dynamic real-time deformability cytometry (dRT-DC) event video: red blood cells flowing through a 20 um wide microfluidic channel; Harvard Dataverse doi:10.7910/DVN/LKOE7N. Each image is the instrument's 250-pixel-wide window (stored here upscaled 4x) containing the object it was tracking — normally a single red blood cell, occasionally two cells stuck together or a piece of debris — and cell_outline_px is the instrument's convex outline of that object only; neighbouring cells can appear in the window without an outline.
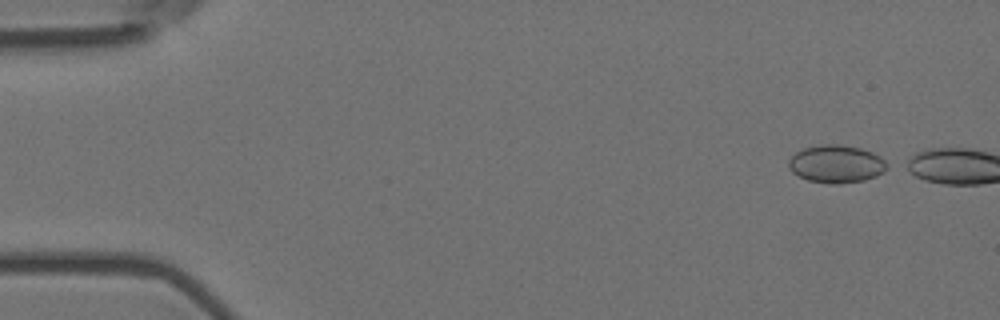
{"species": "Egyptian fruit bat (a non-hibernating species)", "species_latin": "Rousettus aegyptiacus", "temperature_condition": "room temperature", "stored_images_in_passage": 2, "camera_frame_rate_fps": 3000, "um_per_image_px": 0.085, "animal": {"sex": "female"}, "frame": {"image": 1, "passage_image": 1, "time_ms": 0.0, "image_size_px": [1000, 320], "cell_outline_px": [[892, 168], [876, 176], [864, 180], [840, 184], [832, 184], [808, 180], [792, 172], [788, 168], [788, 160], [796, 152], [804, 148], [820, 144], [840, 144], [860, 148], [872, 152], [880, 156], [892, 164]], "centroid_in_image_um": [71.15, 13.93], "position_along_channel_um": 13.9, "area_um2": 22.08}}